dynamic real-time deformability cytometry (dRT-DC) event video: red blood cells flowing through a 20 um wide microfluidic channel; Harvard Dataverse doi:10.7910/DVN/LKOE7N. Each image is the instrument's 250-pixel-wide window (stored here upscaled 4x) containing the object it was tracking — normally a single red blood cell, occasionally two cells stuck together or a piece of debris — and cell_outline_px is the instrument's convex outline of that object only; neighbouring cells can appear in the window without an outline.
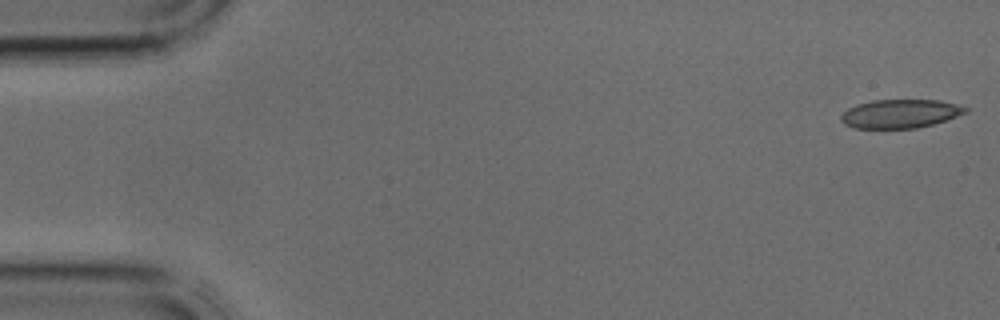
{"species": "common noctule bat (a hibernating species)", "species_latin": "Nyctalus noctula", "temperature_condition": "cold", "stored_images_in_passage": 39, "camera_frame_rate_fps": 3000, "um_per_image_px": 0.085, "animal": {"sex": "male", "body_mass_g": 17.9, "forearm_length_mm": 54.2}, "frame": {"image": 1, "passage_image": 1, "time_ms": 0.0, "image_size_px": [1000, 320], "cell_outline_px": [[968, 112], [932, 124], [916, 128], [856, 128], [844, 124], [840, 120], [840, 116], [848, 108], [856, 104], [872, 100], [940, 100], [956, 104], [968, 108]], "centroid_in_image_um": [76.49, 9.66], "position_along_channel_um": 8.5, "area_um2": 20.69}}
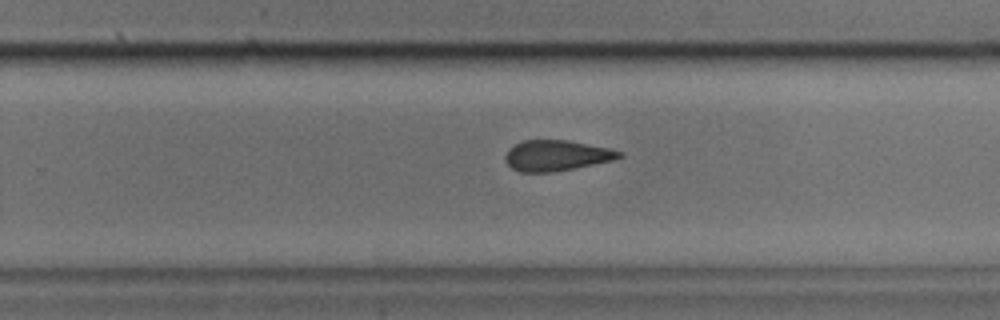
{"frame": {"image": 2, "passage_image": 25, "time_ms": 8.0, "image_size_px": [1000, 320], "cell_outline_px": [[624, 156], [616, 160], [552, 172], [520, 172], [512, 168], [504, 160], [504, 156], [508, 148], [524, 140], [568, 140], [612, 148], [624, 152]], "centroid_in_image_um": [47.34, 13.21], "position_along_channel_um": 282.5, "area_um2": 20.63}}
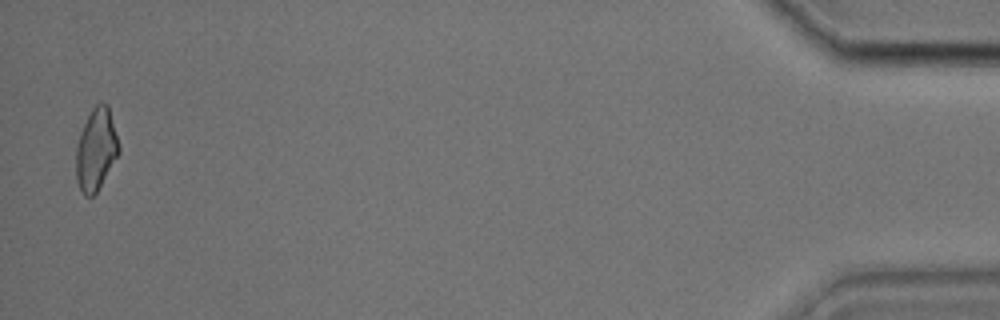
{"frame": {"image": 3, "passage_image": 39, "time_ms": 12.667, "image_size_px": [1000, 320], "cell_outline_px": [[120, 152], [96, 192], [92, 196], [84, 196], [76, 180], [76, 148], [80, 132], [92, 108], [100, 100], [108, 104], [120, 148]], "centroid_in_image_um": [8.16, 12.68], "position_along_channel_um": 427.0, "area_um2": 20.35}}